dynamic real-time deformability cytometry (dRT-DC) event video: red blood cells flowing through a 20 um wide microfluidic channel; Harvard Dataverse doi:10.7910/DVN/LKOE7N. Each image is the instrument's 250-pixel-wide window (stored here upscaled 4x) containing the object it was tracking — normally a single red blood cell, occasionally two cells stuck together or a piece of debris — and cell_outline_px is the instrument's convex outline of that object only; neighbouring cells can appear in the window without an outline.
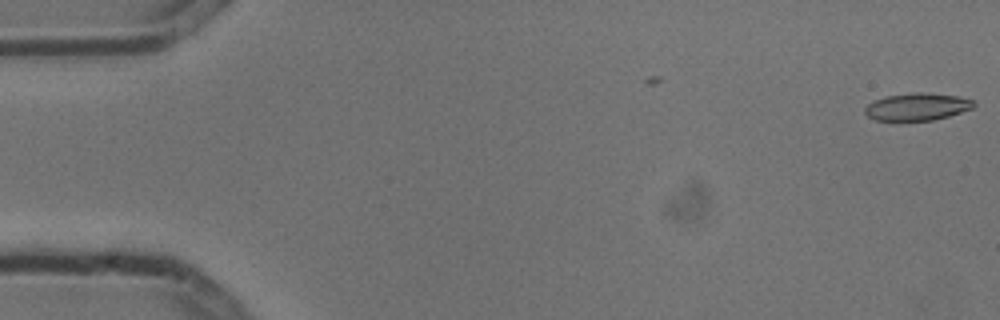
{"species": "common noctule bat (a hibernating species)", "species_latin": "Nyctalus noctula", "temperature_condition": "cold", "stored_images_in_passage": 3, "camera_frame_rate_fps": 3000, "um_per_image_px": 0.085, "animal": {"sex": "male", "body_mass_g": 13.3}, "frame": {"image": 1, "passage_image": 1, "time_ms": 0.0, "image_size_px": [1000, 320], "cell_outline_px": [[976, 104], [972, 108], [948, 116], [932, 120], [876, 120], [868, 116], [864, 112], [864, 108], [868, 104], [884, 96], [916, 92], [924, 92], [956, 96], [972, 100]], "centroid_in_image_um": [77.94, 9.07], "position_along_channel_um": 7.1, "area_um2": 17.11}}